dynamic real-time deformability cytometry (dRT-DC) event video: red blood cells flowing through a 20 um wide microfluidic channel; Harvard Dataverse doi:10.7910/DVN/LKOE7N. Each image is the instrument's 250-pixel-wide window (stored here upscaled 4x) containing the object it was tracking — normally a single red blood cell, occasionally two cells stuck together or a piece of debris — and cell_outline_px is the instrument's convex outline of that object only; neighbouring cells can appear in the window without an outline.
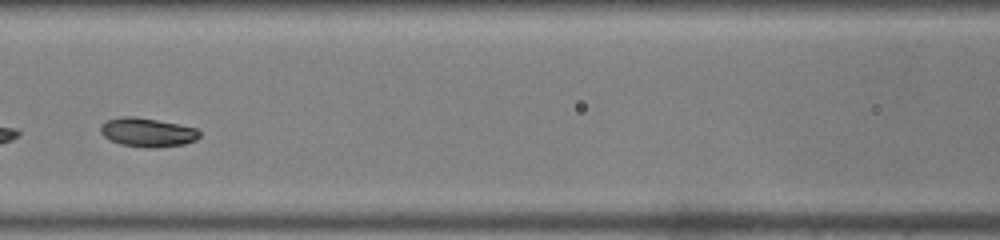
{"species": "common noctule bat (a hibernating species)", "species_latin": "Nyctalus noctula", "temperature_condition": "warm", "stored_images_in_passage": 17, "camera_frame_rate_fps": 3000, "um_per_image_px": 0.085, "animal": {"sex": "male", "body_mass_g": 19.0, "forearm_length_mm": 50.8}, "frame": {"image": 1, "passage_image": 15, "time_ms": 4.667, "image_size_px": [1000, 240], "cell_outline_px": [[200, 136], [196, 140], [184, 144], [156, 148], [144, 148], [120, 144], [104, 136], [100, 132], [100, 128], [108, 120], [120, 116], [136, 116], [180, 124], [196, 128], [200, 132]], "centroid_in_image_um": [12.56, 11.25], "position_along_channel_um": 154.0, "area_um2": 16.76}}